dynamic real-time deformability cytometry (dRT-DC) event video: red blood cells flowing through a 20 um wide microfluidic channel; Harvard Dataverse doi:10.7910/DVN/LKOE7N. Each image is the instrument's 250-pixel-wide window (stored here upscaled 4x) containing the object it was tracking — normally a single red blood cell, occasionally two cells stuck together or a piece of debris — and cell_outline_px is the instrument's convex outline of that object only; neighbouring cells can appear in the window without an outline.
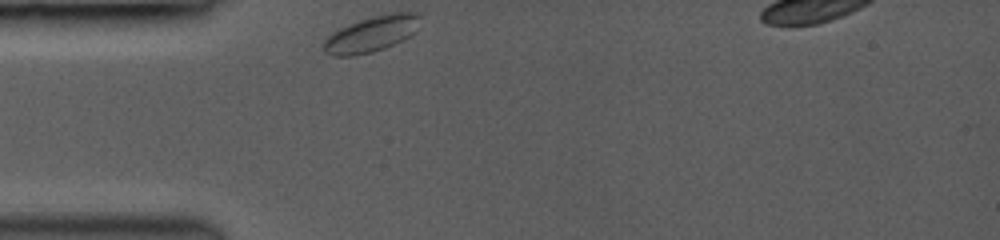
{"species": "common noctule bat (a hibernating species)", "species_latin": "Nyctalus noctula", "temperature_condition": "room temperature", "stored_images_in_passage": 4, "camera_frame_rate_fps": 3000, "um_per_image_px": 0.085, "animal": {"sex": "female", "body_mass_g": 19.0, "forearm_length_mm": 53.3}, "frame": {"image": 1, "passage_image": 1, "time_ms": 0.0, "image_size_px": [1000, 240], "cell_outline_px": [[420, 16], [416, 32], [384, 48], [372, 52], [352, 56], [332, 56], [324, 52], [320, 48], [324, 40], [332, 32], [348, 24], [360, 20], [392, 12], [416, 12]], "centroid_in_image_um": [31.52, 2.9], "position_along_channel_um": 53.5, "area_um2": 20.06}}
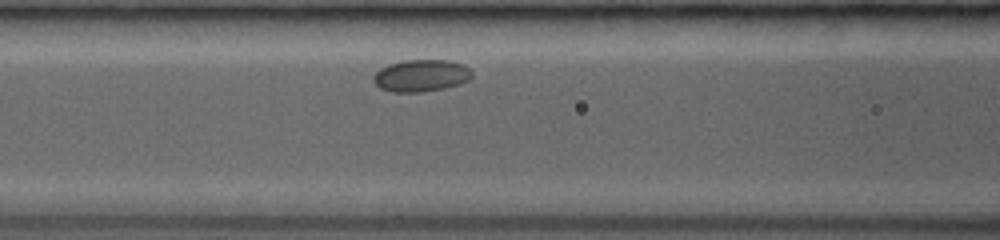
{"frame": {"image": 2, "passage_image": 4, "time_ms": 2.333, "image_size_px": [1000, 240], "cell_outline_px": [[472, 76], [468, 80], [460, 84], [444, 88], [420, 92], [392, 92], [380, 88], [372, 80], [372, 76], [380, 68], [388, 64], [404, 60], [452, 60], [464, 64], [472, 72]], "centroid_in_image_um": [35.79, 6.42], "position_along_channel_um": 130.8, "area_um2": 18.55}}